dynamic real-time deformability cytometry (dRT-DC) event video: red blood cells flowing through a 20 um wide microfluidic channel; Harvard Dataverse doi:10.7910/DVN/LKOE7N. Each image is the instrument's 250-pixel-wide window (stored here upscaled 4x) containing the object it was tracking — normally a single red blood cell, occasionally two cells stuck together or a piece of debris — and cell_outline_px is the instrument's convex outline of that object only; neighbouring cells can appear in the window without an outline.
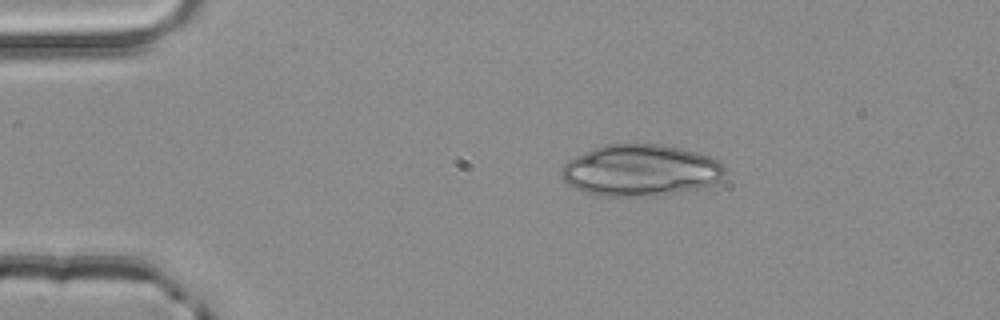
{"species": "common noctule bat (a hibernating species)", "species_latin": "Nyctalus noctula", "temperature_condition": "room temperature", "stored_images_in_passage": 3, "segment_of_instrument_passage": [2, 2], "camera_frame_rate_fps": 3000, "um_per_image_px": 0.085, "animal": {"sex": "male", "body_mass_g": 20.4}, "frame": {"image": 1, "passage_image": 3, "time_ms": 0.667, "image_size_px": [1000, 320], "cell_outline_px": [[724, 172], [712, 184], [664, 196], [600, 196], [584, 192], [568, 184], [560, 176], [560, 168], [568, 160], [592, 148], [604, 144], [664, 144], [696, 152], [720, 160], [724, 164]], "centroid_in_image_um": [54.4, 14.48], "position_along_channel_um": 30.6, "area_um2": 49.3}}